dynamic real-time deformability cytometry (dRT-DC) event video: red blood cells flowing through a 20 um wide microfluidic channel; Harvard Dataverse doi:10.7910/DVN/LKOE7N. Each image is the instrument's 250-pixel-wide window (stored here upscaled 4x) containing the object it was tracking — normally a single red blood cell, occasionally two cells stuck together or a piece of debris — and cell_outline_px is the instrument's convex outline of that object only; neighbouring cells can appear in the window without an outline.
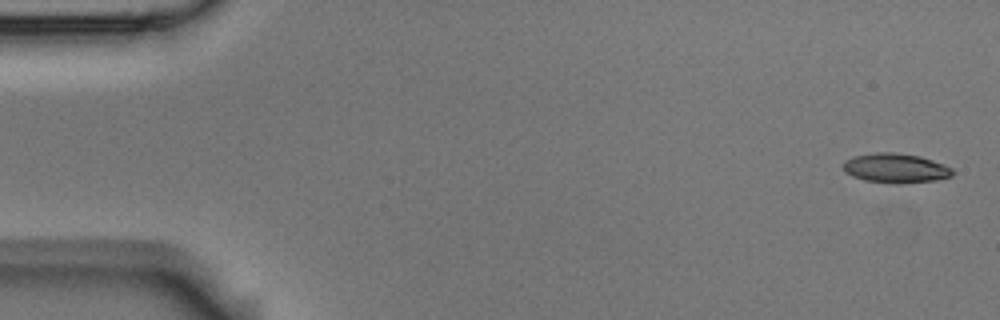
{"species": "Egyptian fruit bat (a non-hibernating species)", "species_latin": "Rousettus aegyptiacus", "temperature_condition": "room temperature", "stored_images_in_passage": 5, "camera_frame_rate_fps": 3000, "um_per_image_px": 0.085, "animal": {"sex": "male"}, "frame": {"image": 1, "passage_image": 1, "time_ms": 0.0, "image_size_px": [1000, 320], "cell_outline_px": [[952, 176], [936, 180], [900, 184], [896, 184], [864, 180], [852, 176], [844, 172], [844, 160], [852, 156], [876, 152], [892, 152], [920, 156], [944, 164], [952, 168]], "centroid_in_image_um": [76.1, 14.29], "position_along_channel_um": 8.9, "area_um2": 18.9}}
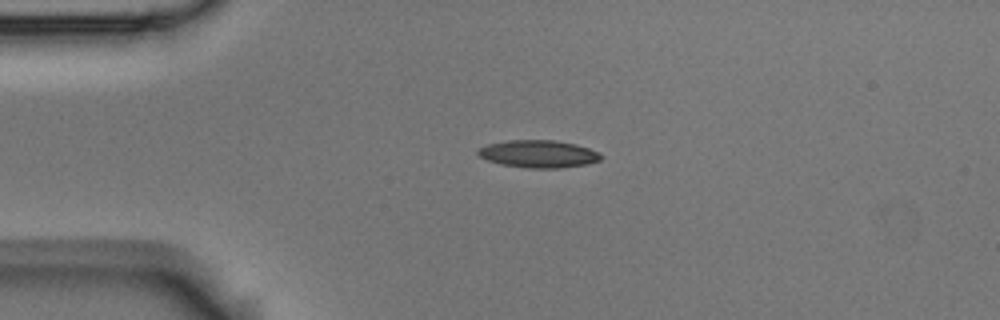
{"frame": {"image": 2, "passage_image": 4, "time_ms": 1.0, "image_size_px": [1000, 320], "cell_outline_px": [[600, 160], [588, 164], [560, 168], [528, 168], [500, 164], [488, 160], [480, 156], [476, 152], [476, 148], [488, 144], [508, 140], [556, 140], [576, 144], [600, 152]], "centroid_in_image_um": [45.75, 13.08], "position_along_channel_um": 39.2, "area_um2": 19.77}}